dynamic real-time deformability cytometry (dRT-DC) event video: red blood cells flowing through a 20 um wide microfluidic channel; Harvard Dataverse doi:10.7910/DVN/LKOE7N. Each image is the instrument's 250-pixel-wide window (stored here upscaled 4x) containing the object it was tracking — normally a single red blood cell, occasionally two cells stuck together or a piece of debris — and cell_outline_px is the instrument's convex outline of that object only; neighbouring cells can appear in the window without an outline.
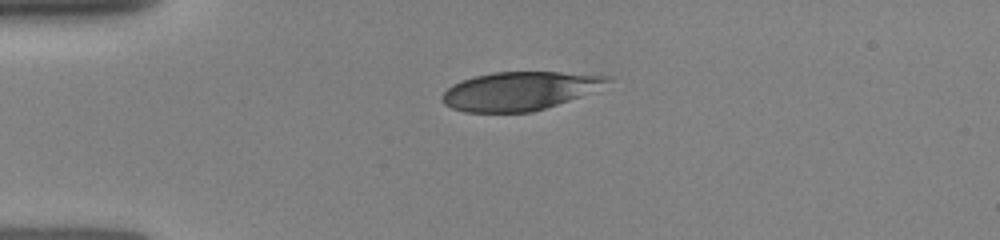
{"species": "human", "species_latin": "Homo sapiens", "temperature_condition": "room temperature", "stored_images_in_passage": 55, "camera_frame_rate_fps": 3000, "um_per_image_px": 0.085, "donor": {"sex": "female"}, "frame": {"image": 1, "passage_image": 1, "time_ms": 0.0, "image_size_px": [1000, 240], "cell_outline_px": [[612, 80], [580, 96], [532, 112], [464, 112], [452, 108], [444, 104], [444, 92], [452, 84], [460, 80], [492, 72], [560, 72], [612, 76]], "centroid_in_image_um": [44.12, 7.72], "position_along_channel_um": 40.9, "area_um2": 36.53}}
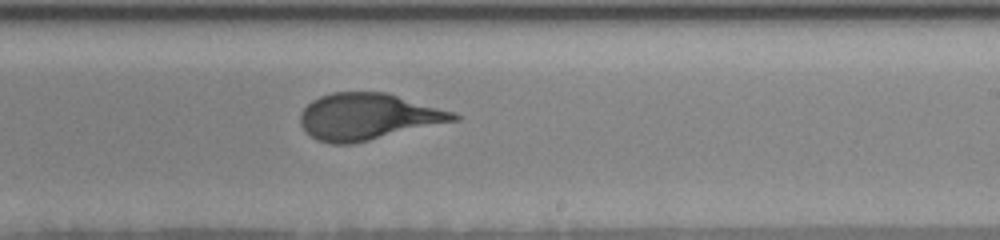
{"frame": {"image": 2, "passage_image": 27, "time_ms": 6.0, "image_size_px": [1000, 240], "cell_outline_px": [[460, 120], [352, 144], [332, 144], [316, 140], [300, 124], [300, 112], [312, 100], [320, 96], [332, 92], [388, 92], [456, 112], [460, 116]], "centroid_in_image_um": [31.32, 9.91], "position_along_channel_um": 257.7, "area_um2": 41.85}}
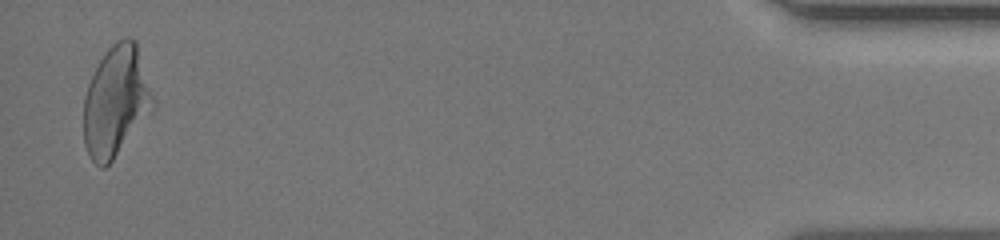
{"frame": {"image": 3, "passage_image": 54, "time_ms": 12.0, "image_size_px": [1000, 240], "cell_outline_px": [[156, 108], [112, 160], [104, 168], [100, 168], [92, 160], [84, 144], [84, 96], [88, 84], [104, 52], [116, 40], [124, 36], [128, 36], [136, 40], [156, 104]], "centroid_in_image_um": [9.88, 8.59], "position_along_channel_um": 425.3, "area_um2": 44.91}}